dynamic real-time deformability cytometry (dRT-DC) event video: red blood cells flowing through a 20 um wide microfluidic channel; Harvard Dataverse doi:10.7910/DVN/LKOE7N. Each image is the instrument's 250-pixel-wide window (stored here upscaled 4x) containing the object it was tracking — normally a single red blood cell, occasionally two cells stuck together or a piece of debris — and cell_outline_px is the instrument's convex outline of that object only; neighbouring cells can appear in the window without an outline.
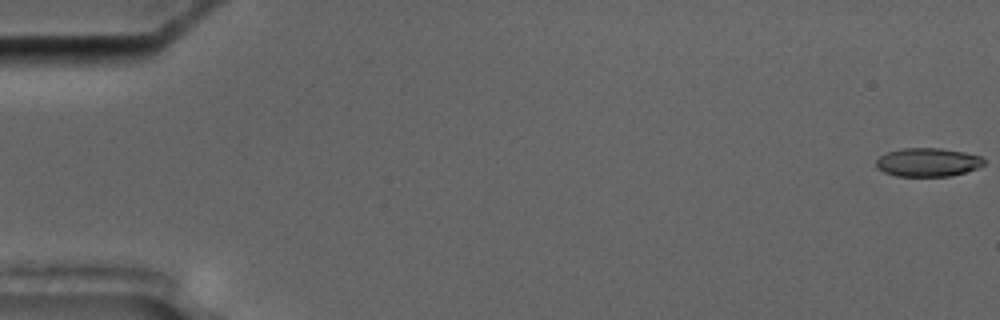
{"species": "common noctule bat (a hibernating species)", "species_latin": "Nyctalus noctula", "temperature_condition": "cold", "stored_images_in_passage": 2, "camera_frame_rate_fps": 3000, "um_per_image_px": 0.085, "animal": {"sex": "male", "body_mass_g": 17.5, "forearm_length_mm": 52.3}, "frame": {"image": 1, "passage_image": 1, "time_ms": 0.0, "image_size_px": [1000, 320], "cell_outline_px": [[984, 164], [976, 168], [964, 172], [948, 176], [896, 176], [884, 172], [876, 168], [876, 160], [880, 156], [888, 152], [904, 148], [940, 148], [964, 152], [980, 156], [984, 160]], "centroid_in_image_um": [78.83, 13.79], "position_along_channel_um": 6.2, "area_um2": 17.8}}